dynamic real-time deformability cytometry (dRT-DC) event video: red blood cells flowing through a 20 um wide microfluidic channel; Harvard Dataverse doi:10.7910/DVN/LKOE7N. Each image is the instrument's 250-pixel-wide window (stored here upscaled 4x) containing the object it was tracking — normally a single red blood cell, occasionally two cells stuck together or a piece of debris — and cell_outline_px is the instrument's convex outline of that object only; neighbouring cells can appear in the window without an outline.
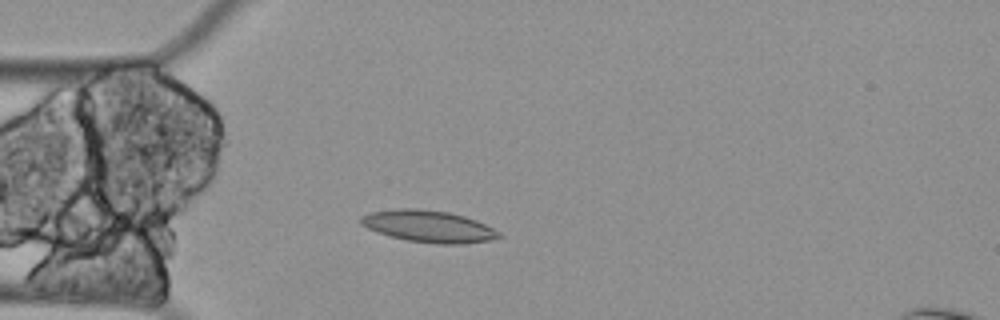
{"species": "Egyptian fruit bat (a non-hibernating species)", "species_latin": "Rousettus aegyptiacus", "temperature_condition": "cold", "stored_images_in_passage": 59, "camera_frame_rate_fps": 3000, "um_per_image_px": 0.085, "animal": {"sex": "female"}, "frame": {"image": 1, "passage_image": 15, "time_ms": 4.667, "image_size_px": [1000, 320], "cell_outline_px": [[504, 236], [488, 240], [460, 244], [440, 244], [408, 240], [388, 236], [376, 232], [360, 224], [360, 216], [368, 212], [400, 208], [416, 208], [448, 212], [464, 216], [476, 220], [500, 232]], "centroid_in_image_um": [36.39, 19.23], "position_along_channel_um": 48.6, "area_um2": 25.61}}
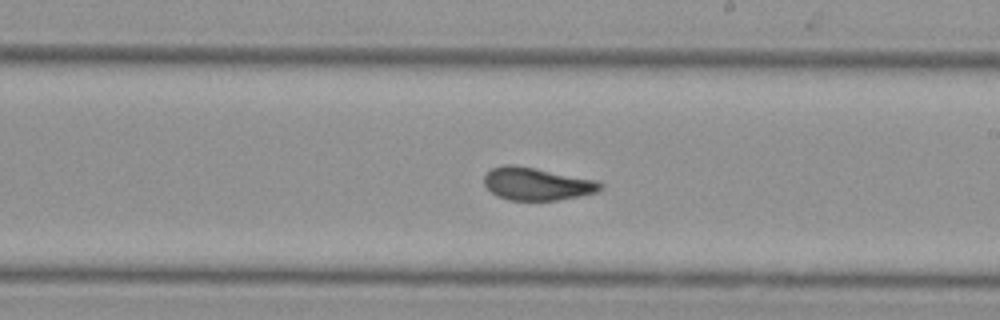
{"frame": {"image": 2, "passage_image": 33, "time_ms": 10.667, "image_size_px": [1000, 320], "cell_outline_px": [[604, 188], [596, 192], [556, 200], [512, 200], [496, 196], [484, 184], [484, 176], [492, 168], [504, 164], [516, 164], [596, 180], [604, 184]], "centroid_in_image_um": [45.62, 15.61], "position_along_channel_um": 243.4, "area_um2": 22.08}}
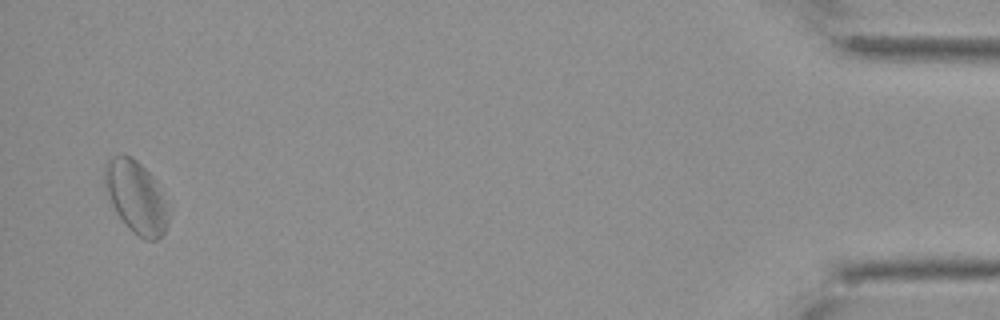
{"frame": {"image": 3, "passage_image": 57, "time_ms": 18.667, "image_size_px": [1000, 320], "cell_outline_px": [[168, 224], [164, 232], [156, 240], [144, 240], [132, 232], [128, 228], [116, 212], [104, 188], [104, 164], [112, 156], [120, 152], [124, 152], [132, 156], [152, 176], [156, 184], [164, 204], [168, 216]], "centroid_in_image_um": [11.49, 16.72], "position_along_channel_um": 423.7, "area_um2": 26.65}, "authors_computed_cell_mechanics": {"area_um2": 23.2934, "velocity_mm_per_s": 3.2855, "shape_relaxation_time_tau1_ms": null, "shape_relaxation_time_tau2_ms": 7.0874, "deformation_change_tau1": null, "deformation_change_tau2": 0.0739}}